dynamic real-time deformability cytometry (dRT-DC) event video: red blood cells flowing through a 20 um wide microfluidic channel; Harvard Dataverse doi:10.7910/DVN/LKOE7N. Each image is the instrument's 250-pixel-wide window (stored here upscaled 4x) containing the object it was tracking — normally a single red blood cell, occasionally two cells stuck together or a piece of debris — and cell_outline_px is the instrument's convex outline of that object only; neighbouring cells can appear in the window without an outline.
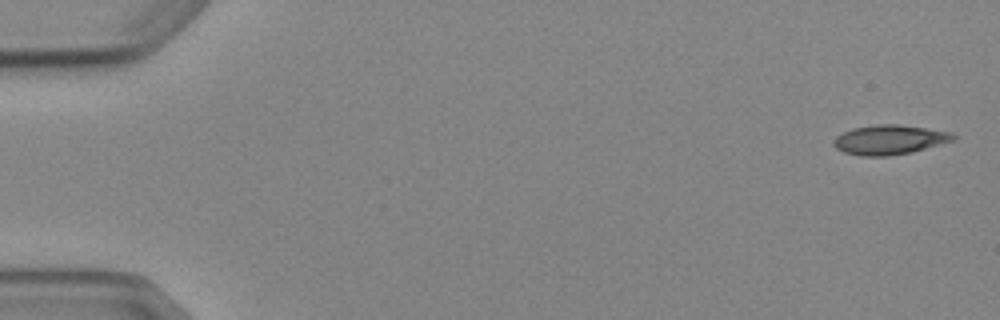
{"species": "Egyptian fruit bat (a non-hibernating species)", "species_latin": "Rousettus aegyptiacus", "temperature_condition": "cold", "stored_images_in_passage": 4, "camera_frame_rate_fps": 3000, "um_per_image_px": 0.085, "animal": {"sex": "female"}, "frame": {"image": 1, "passage_image": 1, "time_ms": 0.0, "image_size_px": [1000, 320], "cell_outline_px": [[956, 140], [912, 152], [888, 156], [860, 156], [844, 152], [836, 148], [832, 144], [836, 136], [852, 128], [880, 124], [896, 124], [952, 132], [956, 136]], "centroid_in_image_um": [75.62, 11.88], "position_along_channel_um": 9.4, "area_um2": 20.58}}
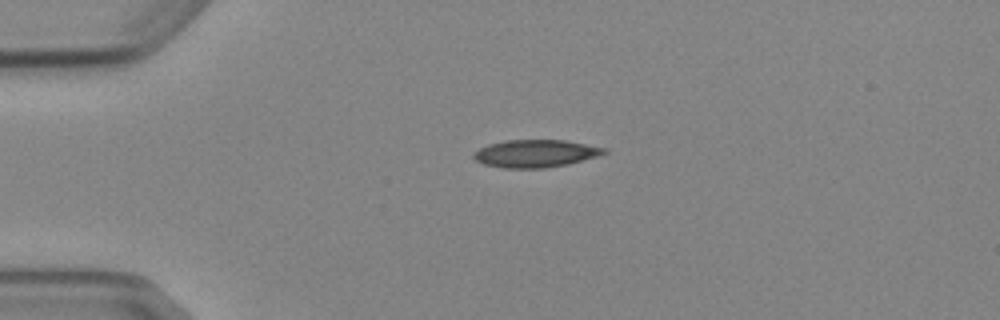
{"frame": {"image": 2, "passage_image": 4, "time_ms": 3.667, "image_size_px": [1000, 320], "cell_outline_px": [[608, 152], [596, 156], [568, 164], [544, 168], [504, 168], [484, 164], [476, 160], [472, 156], [472, 152], [488, 144], [504, 140], [564, 140], [608, 148]], "centroid_in_image_um": [45.49, 13.04], "position_along_channel_um": 39.5, "area_um2": 20.98}}